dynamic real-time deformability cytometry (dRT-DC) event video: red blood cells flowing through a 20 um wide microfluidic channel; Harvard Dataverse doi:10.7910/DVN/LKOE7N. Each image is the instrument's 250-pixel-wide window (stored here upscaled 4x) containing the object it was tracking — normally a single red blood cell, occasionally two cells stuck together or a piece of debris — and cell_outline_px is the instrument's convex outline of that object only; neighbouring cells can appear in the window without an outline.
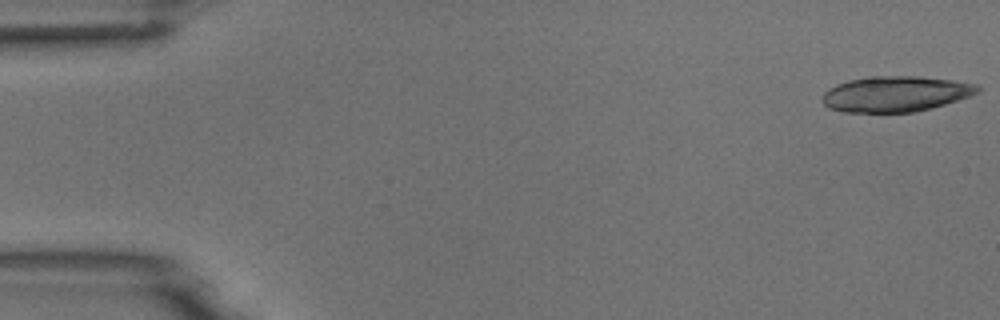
{"species": "common noctule bat (a hibernating species)", "species_latin": "Nyctalus noctula", "temperature_condition": "room temperature", "stored_images_in_passage": 5, "camera_frame_rate_fps": 3000, "um_per_image_px": 0.085, "animal": {"sex": "male", "body_mass_g": 18.8}, "frame": {"image": 1, "passage_image": 1, "time_ms": 0.0, "image_size_px": [1000, 320], "cell_outline_px": [[980, 92], [932, 108], [912, 112], [844, 112], [828, 108], [820, 100], [824, 92], [828, 88], [836, 84], [848, 80], [868, 76], [916, 76], [952, 80], [976, 84], [980, 88]], "centroid_in_image_um": [76.07, 7.98], "position_along_channel_um": 8.9, "area_um2": 32.25}}
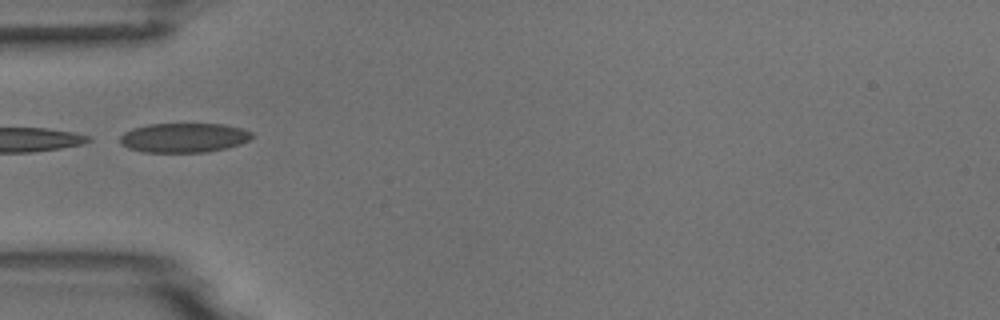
{"frame": {"image": 2, "passage_image": 5, "time_ms": 5.333, "image_size_px": [1000, 320], "cell_outline_px": [[252, 136], [248, 140], [240, 144], [228, 148], [208, 152], [144, 152], [128, 148], [120, 144], [120, 136], [124, 132], [132, 128], [148, 124], [224, 124], [240, 128], [252, 132]], "centroid_in_image_um": [15.61, 11.71], "position_along_channel_um": 69.4, "area_um2": 22.72}}